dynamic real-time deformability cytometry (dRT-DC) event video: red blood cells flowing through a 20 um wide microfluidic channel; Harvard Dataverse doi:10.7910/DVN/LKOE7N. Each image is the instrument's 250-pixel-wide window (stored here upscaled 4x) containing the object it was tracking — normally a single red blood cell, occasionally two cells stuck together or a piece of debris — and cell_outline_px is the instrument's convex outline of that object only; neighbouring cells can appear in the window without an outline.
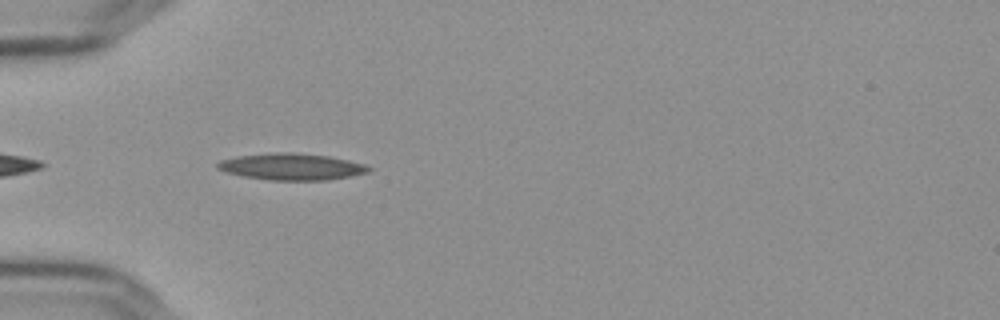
{"species": "Egyptian fruit bat (a non-hibernating species)", "species_latin": "Rousettus aegyptiacus", "temperature_condition": "cold", "stored_images_in_passage": 41, "camera_frame_rate_fps": 3000, "um_per_image_px": 0.085, "frame": {"image": 1, "passage_image": 3, "time_ms": 0.667, "image_size_px": [1000, 320], "cell_outline_px": [[372, 168], [368, 172], [352, 176], [324, 180], [268, 180], [244, 176], [228, 172], [216, 168], [216, 164], [220, 160], [236, 156], [276, 152], [292, 152], [328, 156], [348, 160], [364, 164]], "centroid_in_image_um": [24.78, 14.16], "position_along_channel_um": 60.2, "area_um2": 23.35}}
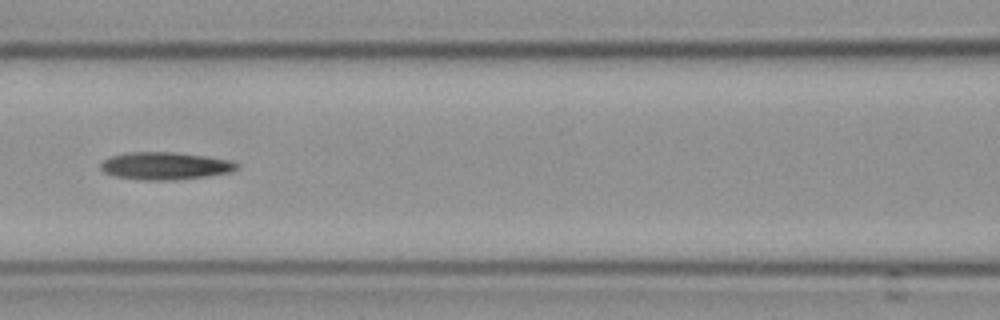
{"frame": {"image": 2, "passage_image": 11, "time_ms": 3.333, "image_size_px": [1000, 320], "cell_outline_px": [[240, 164], [236, 168], [228, 172], [204, 176], [168, 180], [140, 180], [112, 176], [104, 172], [100, 168], [100, 164], [104, 160], [112, 156], [132, 152], [172, 152], [204, 156], [228, 160]], "centroid_in_image_um": [13.96, 14.1], "position_along_channel_um": 152.6, "area_um2": 21.44}}
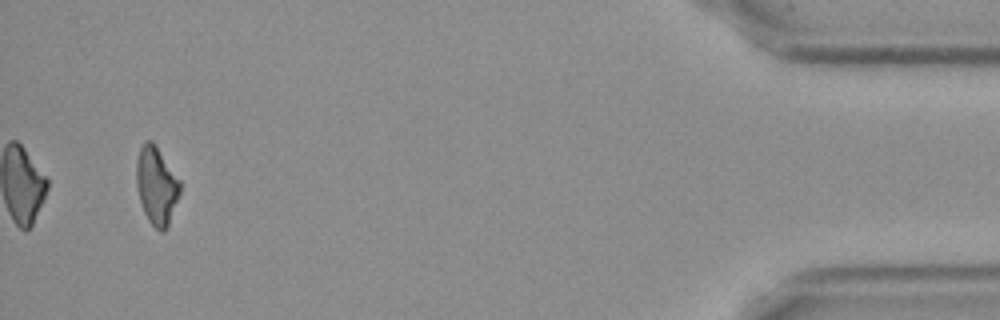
{"frame": {"image": 3, "passage_image": 39, "time_ms": 12.667, "image_size_px": [1000, 320], "cell_outline_px": [[180, 192], [168, 224], [164, 232], [160, 232], [148, 220], [144, 212], [140, 200], [136, 184], [136, 160], [140, 148], [148, 140], [152, 140], [156, 144], [180, 180]], "centroid_in_image_um": [13.29, 15.75], "position_along_channel_um": 421.9, "area_um2": 19.65}, "authors_computed_cell_mechanics": {"area_um2": 20.808, "velocity_mm_per_s": 3.6482, "shape_relaxation_time_tau1_ms": 5.8858, "shape_relaxation_time_tau2_ms": null, "deformation_change_tau1": 0.1416, "deformation_change_tau2": null}}